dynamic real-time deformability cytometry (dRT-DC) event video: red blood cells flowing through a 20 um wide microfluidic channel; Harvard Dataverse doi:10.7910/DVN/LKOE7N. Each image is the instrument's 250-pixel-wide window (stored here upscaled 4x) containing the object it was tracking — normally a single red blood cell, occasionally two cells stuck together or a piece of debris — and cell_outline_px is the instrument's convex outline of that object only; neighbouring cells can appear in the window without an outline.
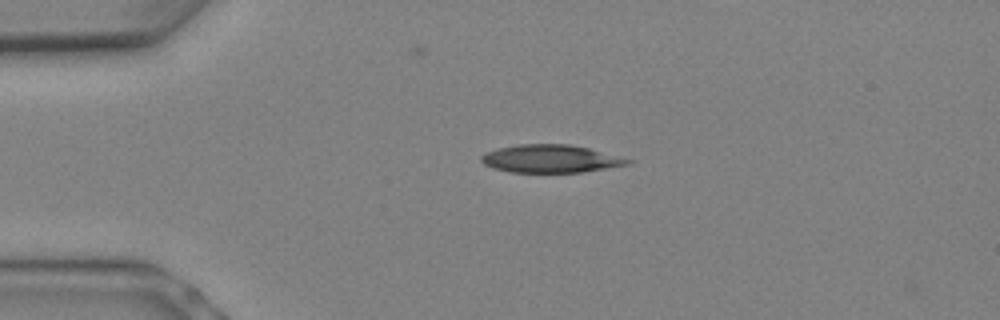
{"species": "Egyptian fruit bat (a non-hibernating species)", "species_latin": "Rousettus aegyptiacus", "temperature_condition": "warm", "stored_images_in_passage": 8, "segment_of_instrument_passage": [1, 2], "camera_frame_rate_fps": 3000, "um_per_image_px": 0.085, "animal": {"sex": "female"}, "frame": {"image": 1, "passage_image": 4, "time_ms": 1.0, "image_size_px": [1000, 320], "cell_outline_px": [[636, 160], [632, 164], [584, 172], [508, 172], [492, 168], [484, 164], [480, 160], [480, 156], [488, 152], [500, 148], [520, 144], [568, 144], [588, 148]], "centroid_in_image_um": [46.86, 13.5], "position_along_channel_um": 38.1, "area_um2": 23.87}}
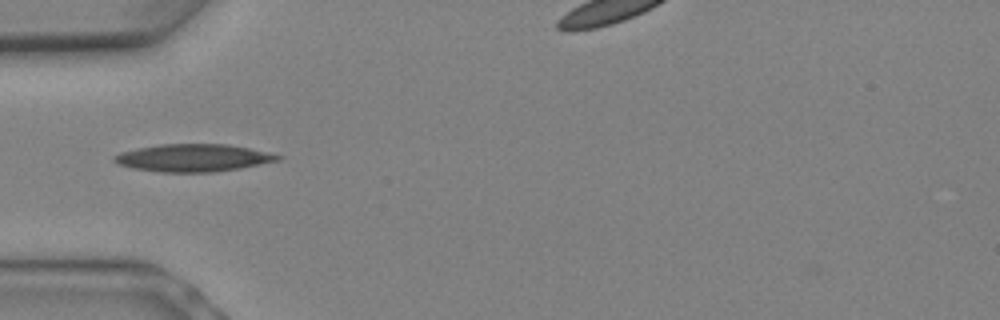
{"frame": {"image": 2, "passage_image": 6, "time_ms": 1.667, "image_size_px": [1000, 320], "cell_outline_px": [[284, 156], [280, 160], [240, 168], [216, 172], [160, 172], [132, 168], [116, 164], [112, 160], [112, 156], [120, 152], [136, 148], [160, 144], [228, 144], [248, 148]], "centroid_in_image_um": [16.37, 13.42], "position_along_channel_um": 68.6, "area_um2": 26.36}}
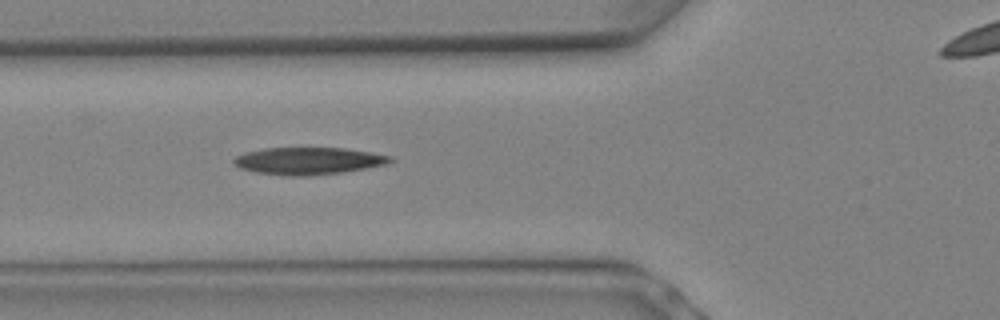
{"frame": {"image": 3, "passage_image": 7, "time_ms": 2.0, "image_size_px": [1000, 320], "cell_outline_px": [[396, 160], [388, 164], [340, 172], [308, 176], [284, 176], [256, 172], [240, 168], [232, 160], [236, 156], [244, 152], [264, 148], [344, 148], [392, 156]], "centroid_in_image_um": [26.2, 13.67], "position_along_channel_um": 99.6, "area_um2": 24.74}}